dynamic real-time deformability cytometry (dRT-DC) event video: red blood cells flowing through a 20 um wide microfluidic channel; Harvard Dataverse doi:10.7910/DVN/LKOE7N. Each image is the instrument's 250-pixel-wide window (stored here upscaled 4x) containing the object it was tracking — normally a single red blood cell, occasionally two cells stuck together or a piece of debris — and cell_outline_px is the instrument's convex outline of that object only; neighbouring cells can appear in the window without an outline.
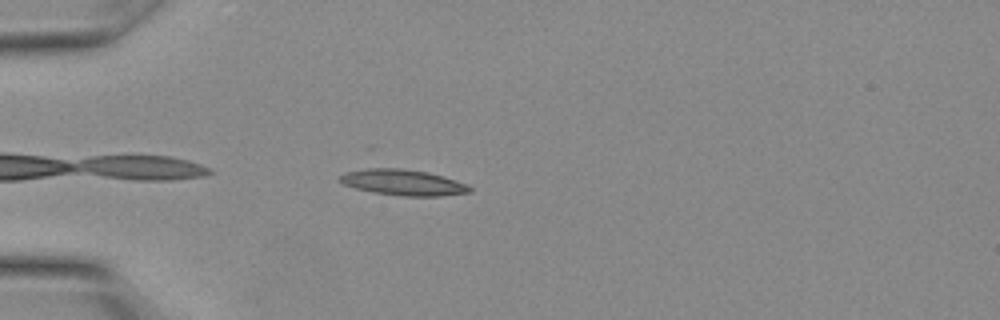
{"species": "Egyptian fruit bat (a non-hibernating species)", "species_latin": "Rousettus aegyptiacus", "temperature_condition": "warm", "stored_images_in_passage": 9, "camera_frame_rate_fps": 3000, "um_per_image_px": 0.085, "animal": {"sex": "female"}, "frame": {"image": 1, "passage_image": 1, "time_ms": 0.0, "image_size_px": [1000, 320], "cell_outline_px": [[472, 192], [440, 196], [404, 196], [372, 192], [356, 188], [344, 184], [336, 180], [344, 172], [368, 168], [400, 168], [428, 172], [464, 184], [472, 188]], "centroid_in_image_um": [34.2, 15.51], "position_along_channel_um": 50.8, "area_um2": 19.36}}
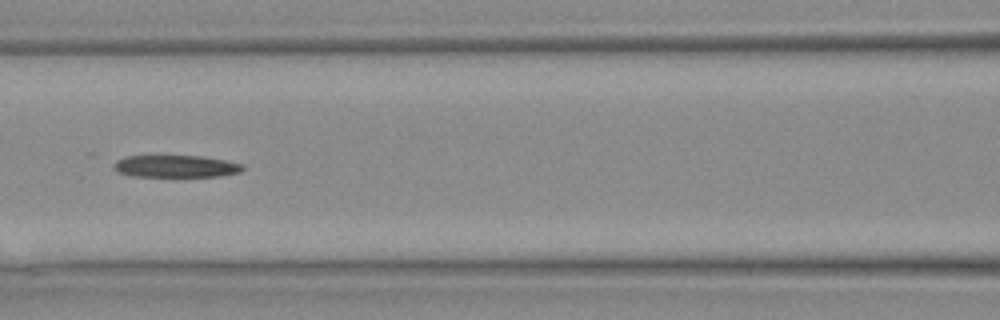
{"frame": {"image": 2, "passage_image": 6, "time_ms": 1.667, "image_size_px": [1000, 320], "cell_outline_px": [[244, 168], [240, 172], [220, 176], [132, 176], [120, 172], [112, 168], [112, 164], [116, 160], [124, 156], [204, 156], [244, 164]], "centroid_in_image_um": [14.93, 14.13], "position_along_channel_um": 151.7, "area_um2": 16.65}}
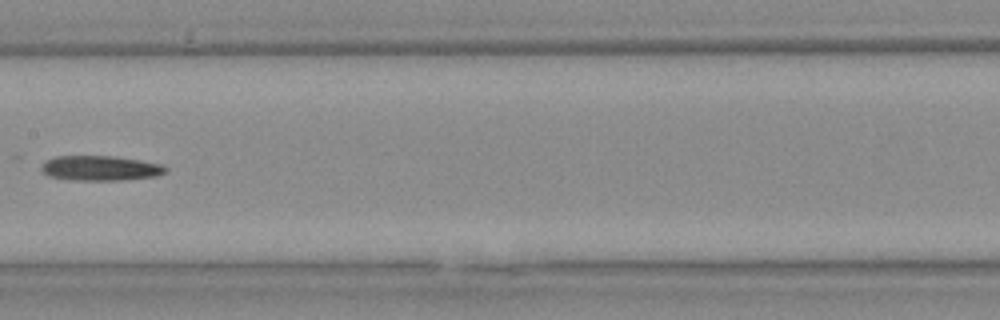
{"frame": {"image": 3, "passage_image": 8, "time_ms": 2.333, "image_size_px": [1000, 320], "cell_outline_px": [[168, 172], [156, 176], [124, 180], [72, 180], [48, 176], [40, 168], [40, 164], [44, 160], [56, 156], [112, 156], [140, 160], [160, 164], [168, 168]], "centroid_in_image_um": [8.51, 14.29], "position_along_channel_um": 198.9, "area_um2": 18.21}}